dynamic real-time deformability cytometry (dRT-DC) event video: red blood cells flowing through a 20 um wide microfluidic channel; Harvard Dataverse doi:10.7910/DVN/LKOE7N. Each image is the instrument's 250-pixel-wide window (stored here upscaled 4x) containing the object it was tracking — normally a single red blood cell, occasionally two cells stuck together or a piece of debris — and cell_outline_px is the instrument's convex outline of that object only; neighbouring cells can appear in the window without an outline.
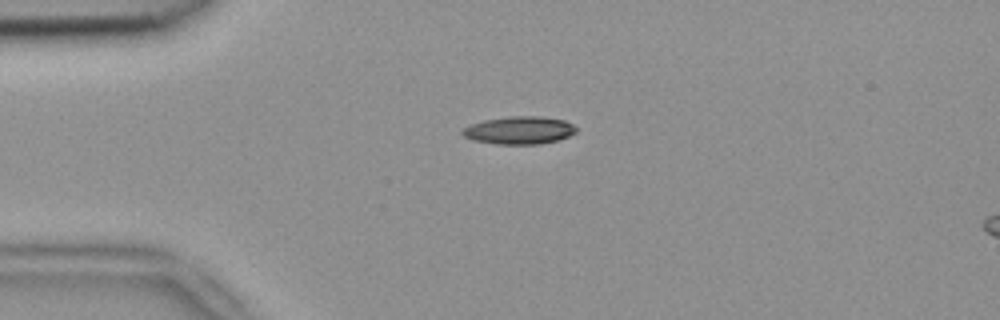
{"species": "common noctule bat (a hibernating species)", "species_latin": "Nyctalus noctula", "temperature_condition": "room temperature", "stored_images_in_passage": 3, "segment_of_instrument_passage": [1, 2], "camera_frame_rate_fps": 3000, "um_per_image_px": 0.085, "animal": {"sex": "female", "body_mass_g": 18.4}, "frame": {"image": 1, "passage_image": 1, "time_ms": 0.0, "image_size_px": [1000, 320], "cell_outline_px": [[576, 132], [560, 140], [540, 144], [496, 144], [472, 140], [464, 136], [460, 132], [464, 128], [472, 124], [484, 120], [508, 116], [540, 116], [564, 120], [572, 124], [576, 128]], "centroid_in_image_um": [44.14, 11.08], "position_along_channel_um": 40.9, "area_um2": 18.44}}